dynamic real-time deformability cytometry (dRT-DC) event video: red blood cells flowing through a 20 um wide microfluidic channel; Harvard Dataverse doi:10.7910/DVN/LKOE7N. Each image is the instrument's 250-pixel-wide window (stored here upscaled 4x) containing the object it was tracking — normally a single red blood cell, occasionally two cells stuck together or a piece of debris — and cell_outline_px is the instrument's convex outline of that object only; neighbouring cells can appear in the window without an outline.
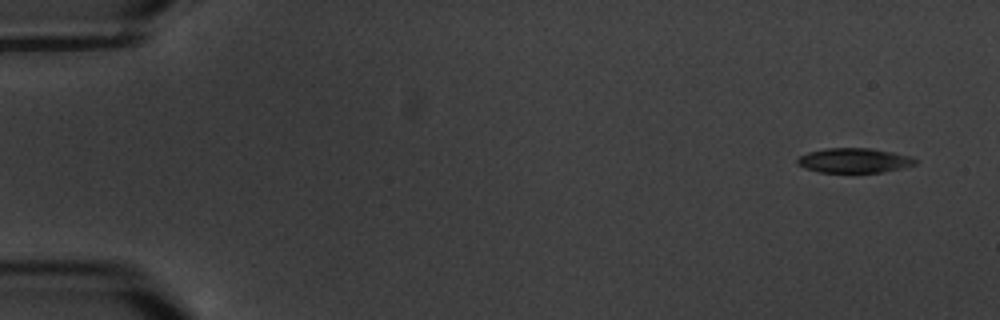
{"species": "common noctule bat (a hibernating species)", "species_latin": "Nyctalus noctula", "temperature_condition": "warm", "stored_images_in_passage": 7, "camera_frame_rate_fps": 3000, "um_per_image_px": 0.085, "animal": {"sex": "male", "body_mass_g": 20.1, "forearm_length_mm": 53.5}, "frame": {"image": 1, "passage_image": 1, "time_ms": 0.0, "image_size_px": [1000, 320], "cell_outline_px": [[920, 160], [916, 164], [900, 168], [880, 172], [820, 172], [804, 168], [796, 164], [796, 160], [800, 156], [808, 152], [828, 148], [868, 148], [892, 152], [912, 156]], "centroid_in_image_um": [72.61, 13.63], "position_along_channel_um": 12.4, "area_um2": 16.94}}
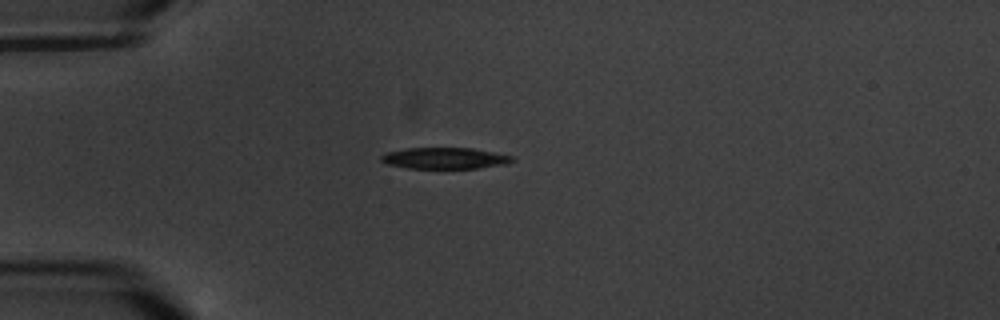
{"frame": {"image": 2, "passage_image": 4, "time_ms": 4.333, "image_size_px": [1000, 320], "cell_outline_px": [[516, 160], [508, 164], [480, 168], [408, 168], [388, 164], [380, 160], [380, 156], [388, 152], [408, 148], [472, 148], [512, 156]], "centroid_in_image_um": [37.84, 13.45], "position_along_channel_um": 47.2, "area_um2": 16.18}}
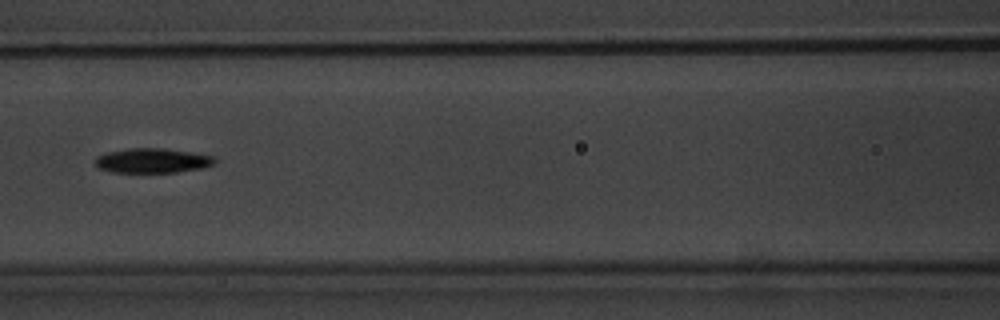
{"frame": {"image": 3, "passage_image": 7, "time_ms": 8.0, "image_size_px": [1000, 320], "cell_outline_px": [[216, 160], [212, 164], [200, 168], [176, 172], [112, 172], [100, 168], [96, 164], [96, 156], [108, 152], [128, 148], [164, 148], [212, 156]], "centroid_in_image_um": [12.91, 13.65], "position_along_channel_um": 153.7, "area_um2": 16.82}}